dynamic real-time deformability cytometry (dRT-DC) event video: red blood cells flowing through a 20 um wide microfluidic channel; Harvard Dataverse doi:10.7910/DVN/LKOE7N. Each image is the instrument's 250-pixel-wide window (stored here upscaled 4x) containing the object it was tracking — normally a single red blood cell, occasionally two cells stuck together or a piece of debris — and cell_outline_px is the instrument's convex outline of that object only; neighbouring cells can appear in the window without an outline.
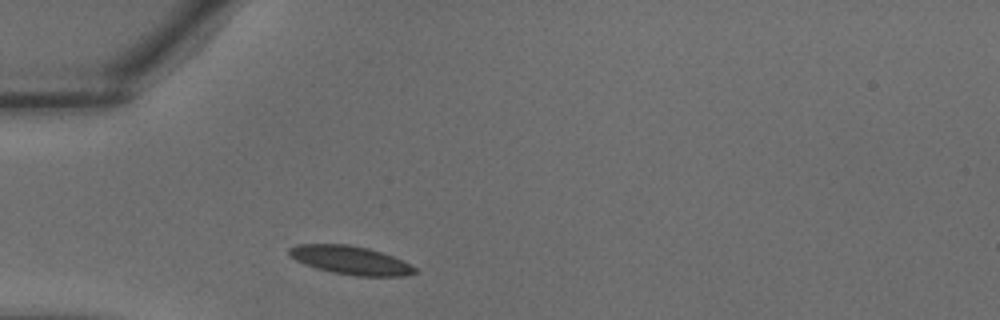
{"species": "common noctule bat (a hibernating species)", "species_latin": "Nyctalus noctula", "temperature_condition": "warm", "stored_images_in_passage": 27, "camera_frame_rate_fps": 3000, "um_per_image_px": 0.085, "animal": {"sex": "male", "body_mass_g": 18.8}, "frame": {"image": 1, "passage_image": 1, "time_ms": 0.0, "image_size_px": [1000, 320], "cell_outline_px": [[420, 272], [404, 276], [356, 276], [332, 272], [316, 268], [304, 264], [288, 256], [288, 248], [296, 244], [348, 244], [368, 248], [392, 256], [416, 268]], "centroid_in_image_um": [29.75, 22.12], "position_along_channel_um": 55.2, "area_um2": 20.87}}
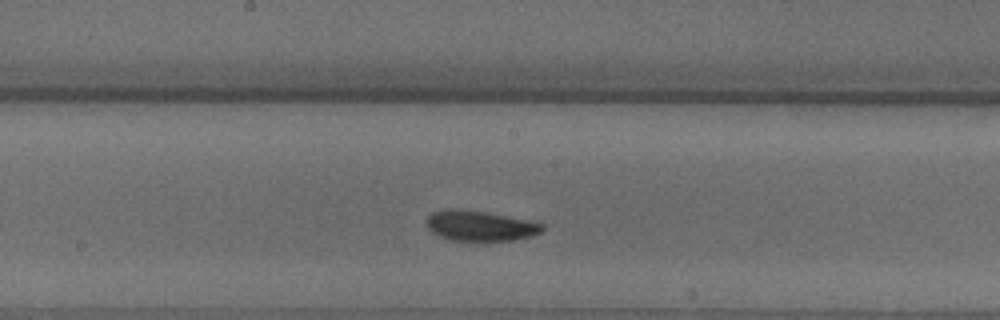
{"frame": {"image": 2, "passage_image": 10, "time_ms": 3.0, "image_size_px": [1000, 320], "cell_outline_px": [[544, 228], [540, 232], [532, 236], [512, 240], [452, 240], [440, 236], [432, 232], [428, 228], [428, 216], [432, 212], [452, 208], [488, 212], [528, 220], [544, 224]], "centroid_in_image_um": [40.82, 19.18], "position_along_channel_um": 207.4, "area_um2": 20.17}}
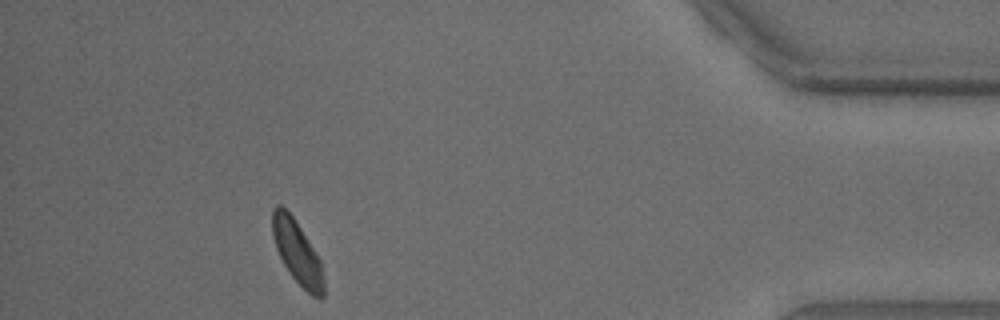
{"frame": {"image": 3, "passage_image": 24, "time_ms": 7.667, "image_size_px": [1000, 320], "cell_outline_px": [[324, 296], [320, 300], [312, 296], [288, 272], [276, 248], [272, 236], [272, 208], [276, 204], [280, 204], [292, 216], [300, 228], [320, 260], [324, 280]], "centroid_in_image_um": [25.25, 21.46], "position_along_channel_um": 409.9, "area_um2": 18.67}}